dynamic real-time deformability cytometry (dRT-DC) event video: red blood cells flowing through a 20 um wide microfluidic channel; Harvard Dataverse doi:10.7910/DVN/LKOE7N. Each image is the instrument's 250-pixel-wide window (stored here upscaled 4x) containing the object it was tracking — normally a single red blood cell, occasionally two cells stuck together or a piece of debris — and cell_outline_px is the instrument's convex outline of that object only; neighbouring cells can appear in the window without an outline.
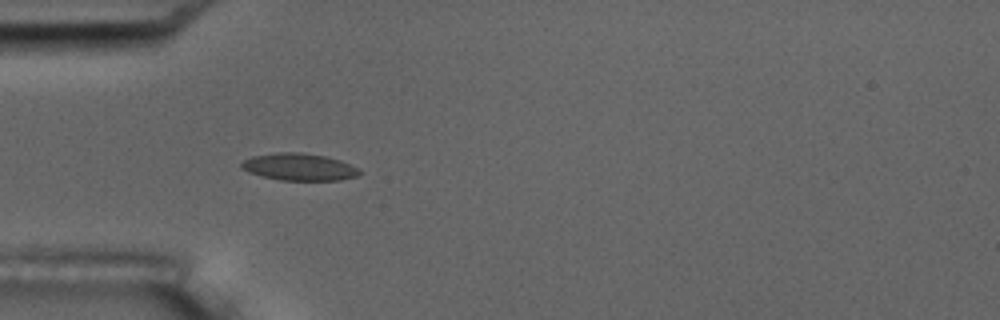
{"species": "common noctule bat (a hibernating species)", "species_latin": "Nyctalus noctula", "temperature_condition": "room temperature", "stored_images_in_passage": 5, "camera_frame_rate_fps": 3000, "um_per_image_px": 0.085, "animal": {"sex": "male", "body_mass_g": 17.5, "forearm_length_mm": 52.3}, "frame": {"image": 1, "passage_image": 4, "time_ms": 3.667, "image_size_px": [1000, 320], "cell_outline_px": [[360, 172], [356, 176], [340, 180], [280, 180], [248, 172], [240, 168], [240, 164], [244, 160], [252, 156], [280, 152], [300, 152], [324, 156], [340, 160], [360, 168]], "centroid_in_image_um": [25.42, 14.19], "position_along_channel_um": 59.6, "area_um2": 18.55}}